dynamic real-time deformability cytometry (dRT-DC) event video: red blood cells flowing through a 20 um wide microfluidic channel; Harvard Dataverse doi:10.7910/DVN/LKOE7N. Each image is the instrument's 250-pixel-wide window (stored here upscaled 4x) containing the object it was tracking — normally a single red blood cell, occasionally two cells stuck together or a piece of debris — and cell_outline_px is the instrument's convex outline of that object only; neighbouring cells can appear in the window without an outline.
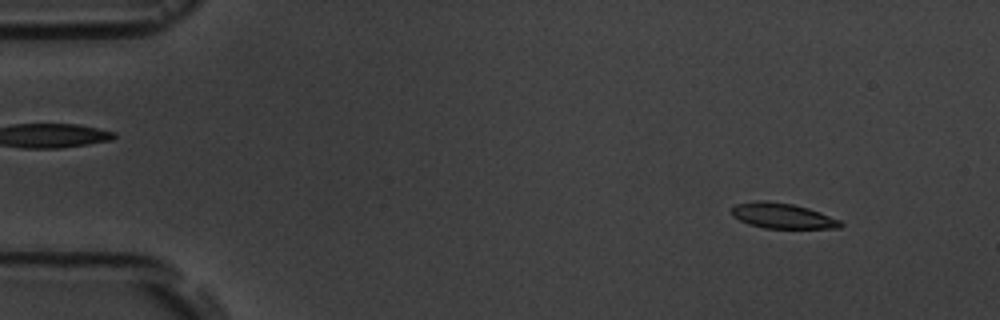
{"species": "common noctule bat (a hibernating species)", "species_latin": "Nyctalus noctula", "temperature_condition": "room temperature", "stored_images_in_passage": 3, "camera_frame_rate_fps": 3000, "um_per_image_px": 0.085, "animal": {"sex": "male", "body_mass_g": 19.5, "forearm_length_mm": 54.6}, "frame": {"image": 1, "passage_image": 1, "time_ms": 0.0, "image_size_px": [1000, 320], "cell_outline_px": [[844, 224], [840, 228], [764, 228], [748, 224], [732, 216], [732, 208], [736, 204], [756, 200], [764, 200], [792, 204], [808, 208], [820, 212], [840, 220]], "centroid_in_image_um": [66.5, 18.34], "position_along_channel_um": 18.5, "area_um2": 16.07}}